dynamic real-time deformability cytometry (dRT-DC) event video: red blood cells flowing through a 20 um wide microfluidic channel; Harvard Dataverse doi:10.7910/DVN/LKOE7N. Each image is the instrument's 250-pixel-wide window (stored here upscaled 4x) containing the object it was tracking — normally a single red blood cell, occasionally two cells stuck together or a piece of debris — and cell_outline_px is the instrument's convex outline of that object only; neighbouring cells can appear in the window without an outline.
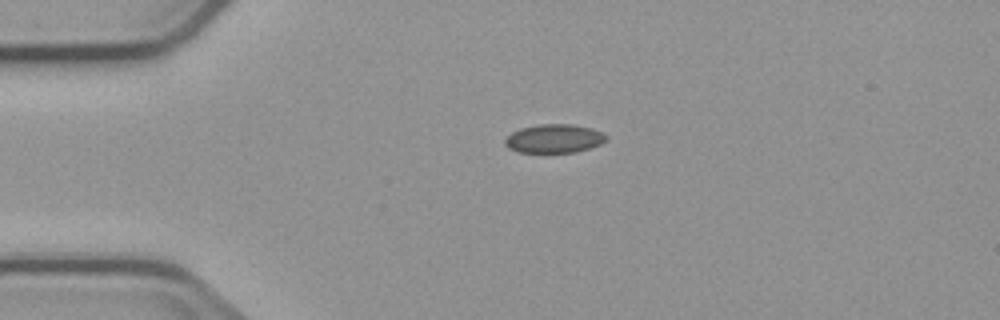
{"species": "common noctule bat (a hibernating species)", "species_latin": "Nyctalus noctula", "temperature_condition": "cold", "stored_images_in_passage": 2, "camera_frame_rate_fps": 3000, "um_per_image_px": 0.085, "animal": {"sex": "male", "body_mass_g": 23.1, "forearm_length_mm": 52.7}, "frame": {"image": 1, "passage_image": 1, "time_ms": 0.0, "image_size_px": [1000, 320], "cell_outline_px": [[608, 140], [600, 144], [588, 148], [572, 152], [520, 152], [508, 148], [504, 144], [504, 140], [512, 132], [520, 128], [540, 124], [572, 124], [592, 128], [604, 132], [608, 136]], "centroid_in_image_um": [47.13, 11.76], "position_along_channel_um": 37.9, "area_um2": 16.94}}